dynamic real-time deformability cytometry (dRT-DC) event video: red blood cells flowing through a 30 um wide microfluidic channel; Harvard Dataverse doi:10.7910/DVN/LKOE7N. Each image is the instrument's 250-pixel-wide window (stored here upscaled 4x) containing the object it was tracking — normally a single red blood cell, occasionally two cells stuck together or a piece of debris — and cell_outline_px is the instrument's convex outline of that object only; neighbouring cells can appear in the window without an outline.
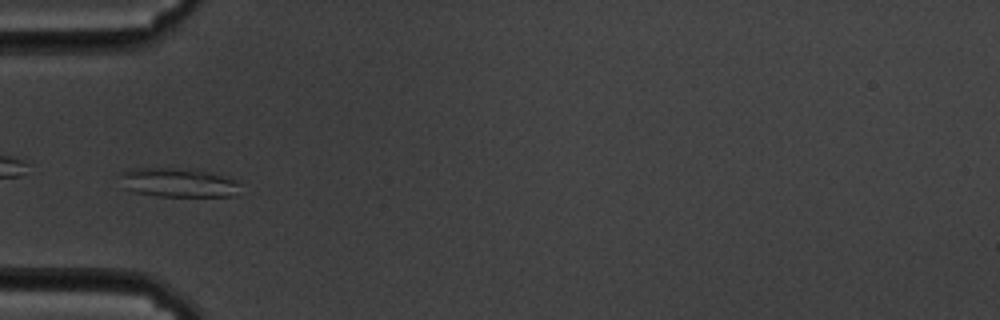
{"species": "common noctule bat (a hibernating species)", "species_latin": "Nyctalus noctula", "temperature_condition": "cold", "stored_images_in_passage": 40, "camera_frame_rate_fps": 3000, "um_per_image_px": 0.085, "animal": {"sex": "male", "body_mass_g": 19.5, "forearm_length_mm": 54.6}, "frame": {"image": 1, "passage_image": 1, "time_ms": 0.0, "image_size_px": [1000, 320], "cell_outline_px": [[236, 184], [232, 196], [156, 196], [136, 192], [124, 188], [120, 176], [120, 172], [132, 168], [192, 168], [208, 172], [232, 180]], "centroid_in_image_um": [14.99, 15.5], "position_along_channel_um": 70.0, "area_um2": 19.88}}
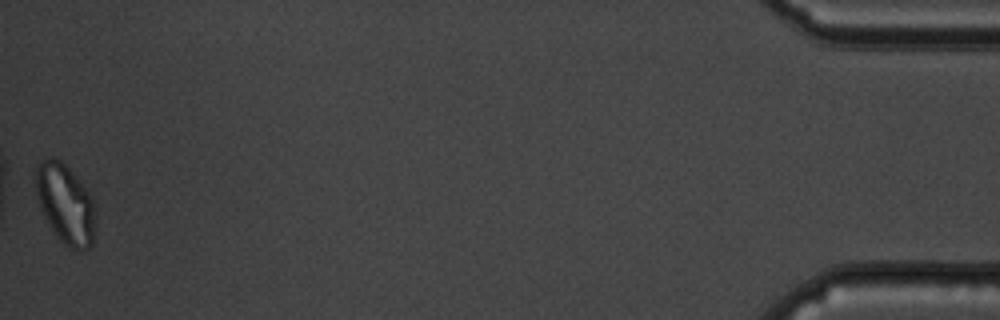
{"frame": {"image": 2, "passage_image": 40, "time_ms": 13.0, "image_size_px": [1000, 320], "cell_outline_px": [[92, 244], [88, 248], [80, 252], [72, 248], [60, 240], [56, 236], [48, 224], [40, 208], [36, 196], [36, 168], [40, 160], [52, 156], [60, 160], [88, 188], [92, 196]], "centroid_in_image_um": [5.51, 17.29], "position_along_channel_um": 429.7, "area_um2": 27.34}, "authors_computed_cell_mechanics": {"area_um2": 17.9758, "velocity_mm_per_s": 3.4551, "shape_relaxation_time_tau1_ms": null, "shape_relaxation_time_tau2_ms": 2.0269, "deformation_change_tau1": null, "deformation_change_tau2": 0.0745}}